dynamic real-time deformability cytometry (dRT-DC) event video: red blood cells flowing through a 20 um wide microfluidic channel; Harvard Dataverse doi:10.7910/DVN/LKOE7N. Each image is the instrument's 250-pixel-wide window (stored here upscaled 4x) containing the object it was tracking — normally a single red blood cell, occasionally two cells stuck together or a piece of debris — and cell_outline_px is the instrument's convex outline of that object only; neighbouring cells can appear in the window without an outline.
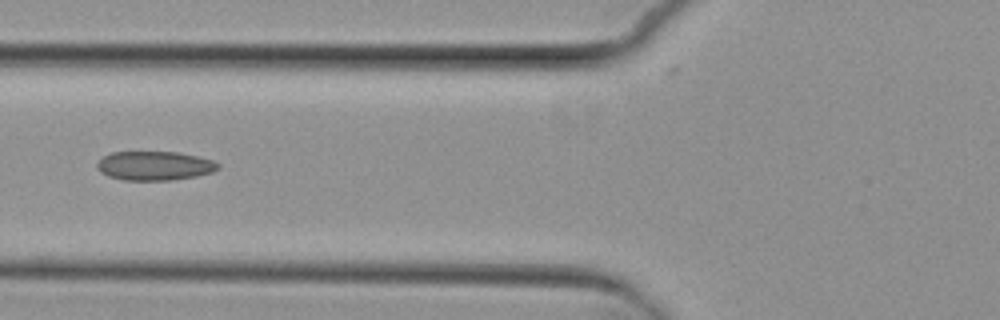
{"species": "common noctule bat (a hibernating species)", "species_latin": "Nyctalus noctula", "temperature_condition": "cold", "stored_images_in_passage": 8, "camera_frame_rate_fps": 3000, "um_per_image_px": 0.085, "animal": {"sex": "female", "body_mass_g": 29.2, "forearm_length_mm": 56.3}, "frame": {"image": 1, "passage_image": 5, "time_ms": 5.667, "image_size_px": [1000, 320], "cell_outline_px": [[220, 168], [212, 172], [196, 176], [172, 180], [124, 180], [108, 176], [100, 172], [96, 168], [96, 164], [104, 156], [112, 152], [176, 152], [196, 156], [212, 160], [220, 164]], "centroid_in_image_um": [13.13, 14.09], "position_along_channel_um": 112.7, "area_um2": 20.46}}
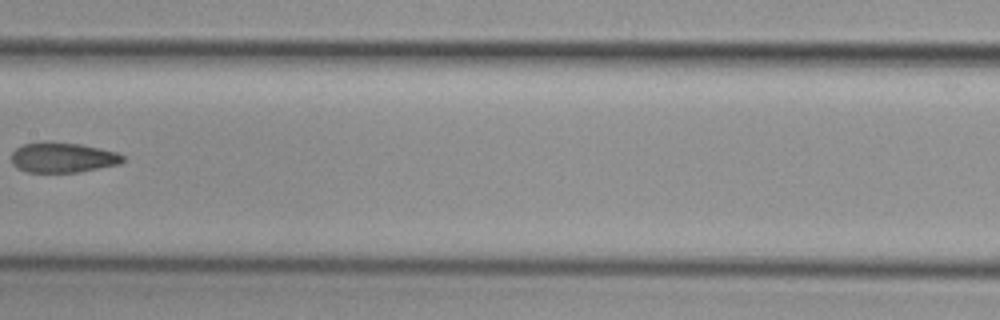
{"frame": {"image": 2, "passage_image": 7, "time_ms": 8.0, "image_size_px": [1000, 320], "cell_outline_px": [[124, 160], [120, 164], [76, 172], [28, 172], [16, 168], [12, 164], [12, 152], [16, 148], [24, 144], [44, 140], [52, 140], [80, 144], [100, 148], [116, 152], [124, 156]], "centroid_in_image_um": [5.3, 13.36], "position_along_channel_um": 202.1, "area_um2": 19.83}}
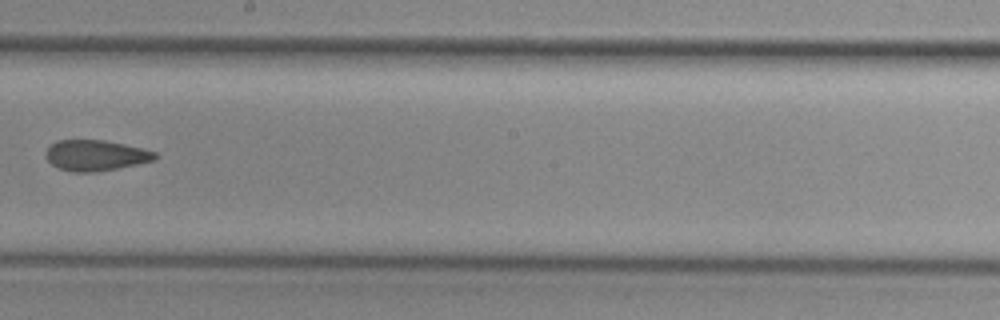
{"frame": {"image": 3, "passage_image": 8, "time_ms": 9.0, "image_size_px": [1000, 320], "cell_outline_px": [[156, 160], [100, 172], [72, 172], [60, 168], [52, 164], [44, 156], [44, 152], [56, 140], [104, 140], [124, 144], [156, 152]], "centroid_in_image_um": [8.11, 13.21], "position_along_channel_um": 240.1, "area_um2": 19.59}}